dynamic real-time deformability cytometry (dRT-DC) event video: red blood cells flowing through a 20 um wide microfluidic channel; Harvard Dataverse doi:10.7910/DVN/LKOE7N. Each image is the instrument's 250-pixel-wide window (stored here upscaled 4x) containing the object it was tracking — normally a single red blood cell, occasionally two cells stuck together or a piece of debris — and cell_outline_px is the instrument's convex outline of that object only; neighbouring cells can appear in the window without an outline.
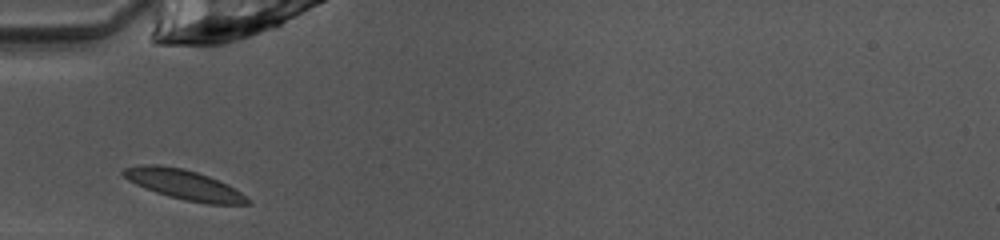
{"species": "common noctule bat (a hibernating species)", "species_latin": "Nyctalus noctula", "temperature_condition": "warm", "stored_images_in_passage": 26, "camera_frame_rate_fps": 3000, "um_per_image_px": 0.085, "animal": {"sex": "female", "body_mass_g": 10.0, "forearm_length_mm": 53.1}, "frame": {"image": 1, "passage_image": 1, "time_ms": 0.0, "image_size_px": [1000, 240], "cell_outline_px": [[252, 204], [208, 204], [184, 200], [168, 196], [144, 188], [128, 180], [120, 172], [124, 168], [144, 164], [160, 164], [184, 168], [208, 176], [228, 184], [252, 200]], "centroid_in_image_um": [15.65, 15.69], "position_along_channel_um": 69.4, "area_um2": 21.73}}
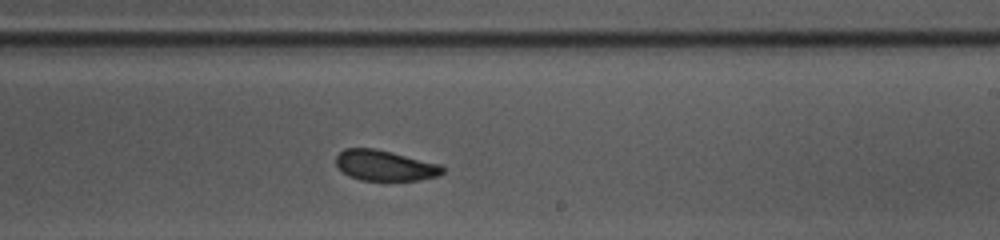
{"frame": {"image": 2, "passage_image": 15, "time_ms": 4.667, "image_size_px": [1000, 240], "cell_outline_px": [[444, 172], [440, 176], [420, 180], [360, 180], [348, 176], [336, 164], [336, 156], [344, 148], [372, 148], [392, 152], [440, 164], [444, 168]], "centroid_in_image_um": [32.73, 14.07], "position_along_channel_um": 256.3, "area_um2": 18.96}}
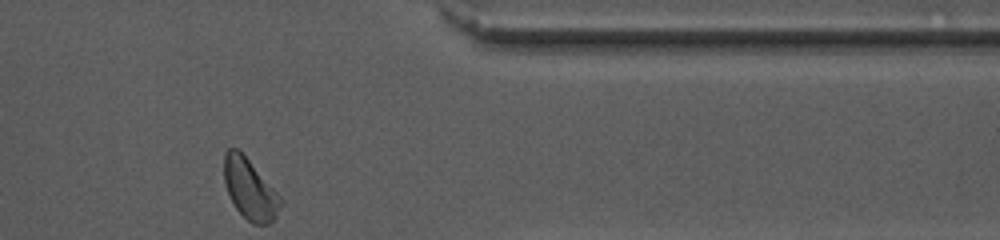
{"frame": {"image": 3, "passage_image": 26, "time_ms": 8.333, "image_size_px": [1000, 240], "cell_outline_px": [[284, 204], [276, 216], [268, 224], [252, 224], [236, 208], [228, 192], [224, 180], [224, 156], [228, 148], [240, 148], [280, 196]], "centroid_in_image_um": [21.25, 16.05], "position_along_channel_um": 390.1, "area_um2": 19.94}, "authors_computed_cell_mechanics": {"area_um2": 19.8254, "velocity_mm_per_s": 3.9957, "shape_relaxation_time_tau1_ms": 2.109, "shape_relaxation_time_tau2_ms": 1.7863, "deformation_change_tau1": 0.0869, "deformation_change_tau2": 0.0693}}